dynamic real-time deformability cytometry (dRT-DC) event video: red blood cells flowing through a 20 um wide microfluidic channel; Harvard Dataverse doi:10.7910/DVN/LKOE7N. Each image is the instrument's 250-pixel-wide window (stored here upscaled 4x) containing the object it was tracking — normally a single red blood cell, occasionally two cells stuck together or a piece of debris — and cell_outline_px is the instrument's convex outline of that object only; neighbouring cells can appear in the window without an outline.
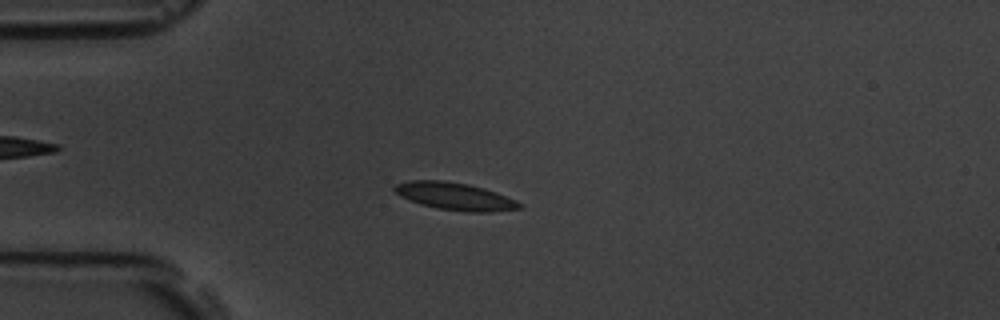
{"species": "common noctule bat (a hibernating species)", "species_latin": "Nyctalus noctula", "temperature_condition": "room temperature", "stored_images_in_passage": 14, "camera_frame_rate_fps": 3000, "um_per_image_px": 0.085, "animal": {"sex": "male", "body_mass_g": 19.5, "forearm_length_mm": 54.6}, "frame": {"image": 1, "passage_image": 3, "time_ms": 3.333, "image_size_px": [1000, 320], "cell_outline_px": [[524, 204], [520, 208], [492, 212], [468, 212], [436, 208], [420, 204], [400, 196], [392, 188], [396, 184], [408, 180], [444, 180], [468, 184], [484, 188], [496, 192], [516, 200]], "centroid_in_image_um": [38.67, 16.68], "position_along_channel_um": 46.3, "area_um2": 20.06}}
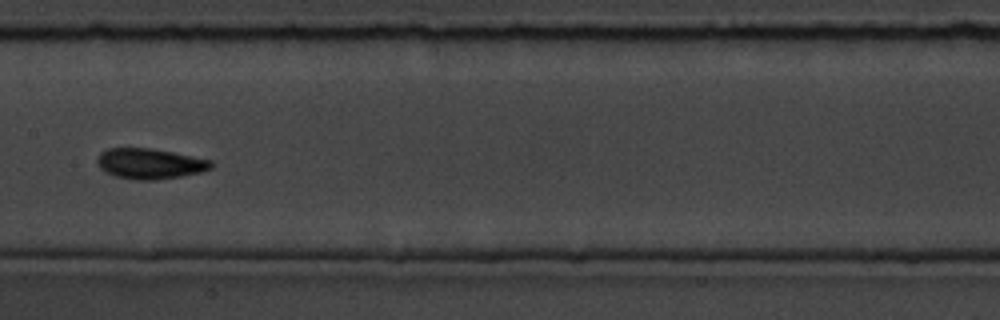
{"frame": {"image": 2, "passage_image": 7, "time_ms": 8.0, "image_size_px": [1000, 320], "cell_outline_px": [[212, 168], [200, 172], [180, 176], [152, 180], [136, 180], [116, 176], [104, 172], [100, 168], [96, 160], [100, 152], [108, 148], [152, 148], [212, 160]], "centroid_in_image_um": [12.71, 13.9], "position_along_channel_um": 194.7, "area_um2": 20.17}}
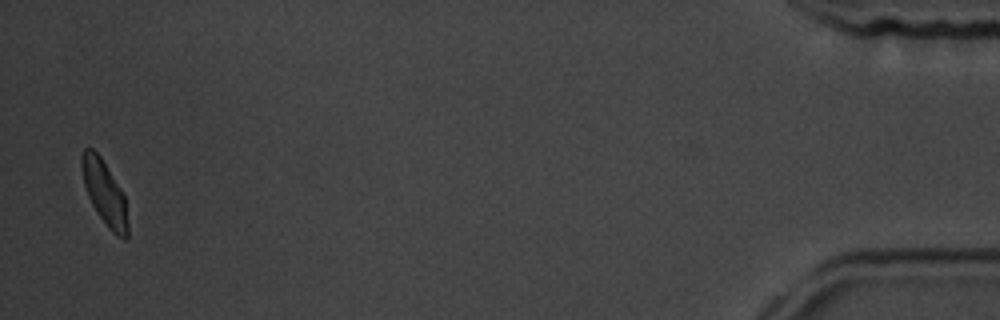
{"frame": {"image": 3, "passage_image": 14, "time_ms": 17.0, "image_size_px": [1000, 320], "cell_outline_px": [[128, 236], [124, 240], [116, 236], [108, 228], [92, 204], [88, 196], [84, 184], [80, 164], [80, 156], [84, 148], [92, 148], [100, 156], [124, 196], [128, 224]], "centroid_in_image_um": [8.86, 16.4], "position_along_channel_um": 426.3, "area_um2": 16.99}, "authors_computed_cell_mechanics": {"area_um2": 18.6694, "velocity_mm_per_s": 3.5734, "shape_relaxation_time_tau1_ms": 1.1944, "shape_relaxation_time_tau2_ms": 1.0778, "deformation_change_tau1": 0.0835, "deformation_change_tau2": 0.0529}}